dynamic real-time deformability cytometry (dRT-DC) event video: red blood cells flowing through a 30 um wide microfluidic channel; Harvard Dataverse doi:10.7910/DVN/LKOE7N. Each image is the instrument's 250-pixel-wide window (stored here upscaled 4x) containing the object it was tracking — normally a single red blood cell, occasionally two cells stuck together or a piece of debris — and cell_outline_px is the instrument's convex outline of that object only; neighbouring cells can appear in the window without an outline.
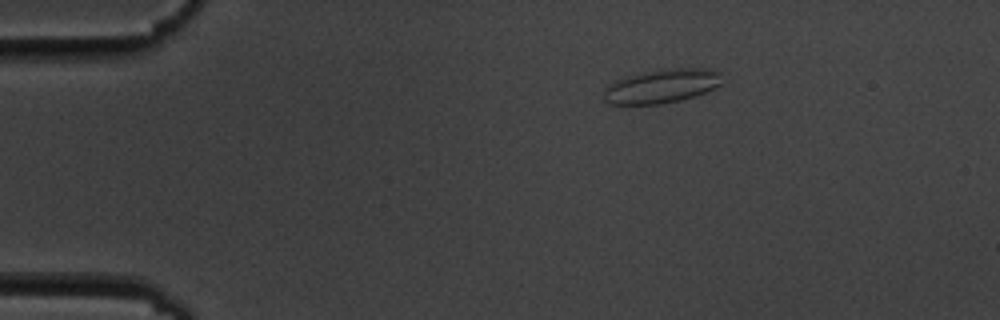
{"species": "common noctule bat (a hibernating species)", "species_latin": "Nyctalus noctula", "temperature_condition": "cold", "stored_images_in_passage": 2, "camera_frame_rate_fps": 3000, "um_per_image_px": 0.085, "animal": {"sex": "male", "body_mass_g": 19.5, "forearm_length_mm": 54.6}, "frame": {"image": 1, "passage_image": 1, "time_ms": 0.0, "image_size_px": [1000, 320], "cell_outline_px": [[720, 84], [704, 92], [680, 100], [660, 104], [612, 104], [604, 100], [604, 88], [628, 76], [660, 68], [712, 68], [720, 72]], "centroid_in_image_um": [56.26, 7.3], "position_along_channel_um": 28.7, "area_um2": 23.06}}